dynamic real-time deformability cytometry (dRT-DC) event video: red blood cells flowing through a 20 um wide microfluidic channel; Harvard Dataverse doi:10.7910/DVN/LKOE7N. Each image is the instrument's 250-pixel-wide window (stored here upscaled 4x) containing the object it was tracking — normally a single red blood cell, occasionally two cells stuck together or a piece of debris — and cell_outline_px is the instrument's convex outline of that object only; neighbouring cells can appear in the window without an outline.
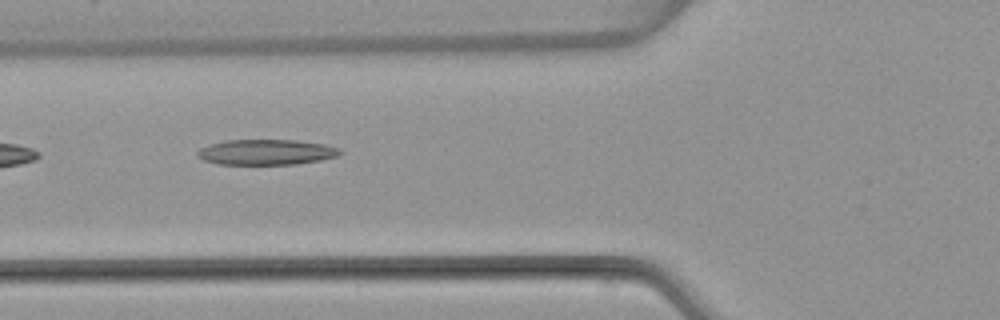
{"species": "common noctule bat (a hibernating species)", "species_latin": "Nyctalus noctula", "temperature_condition": "warm", "stored_images_in_passage": 6, "camera_frame_rate_fps": 3000, "um_per_image_px": 0.085, "animal": {"sex": "female", "body_mass_g": 22.7, "forearm_length_mm": 54.2}, "frame": {"image": 1, "passage_image": 4, "time_ms": 4.333, "image_size_px": [1000, 320], "cell_outline_px": [[344, 152], [340, 156], [320, 160], [296, 164], [220, 164], [204, 160], [196, 156], [196, 152], [200, 148], [212, 144], [228, 140], [296, 140], [324, 144], [340, 148]], "centroid_in_image_um": [22.69, 12.93], "position_along_channel_um": 103.1, "area_um2": 21.15}}
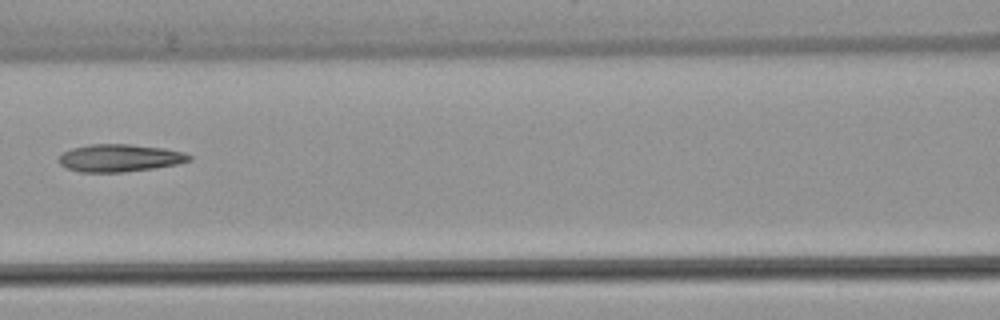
{"frame": {"image": 2, "passage_image": 5, "time_ms": 5.667, "image_size_px": [1000, 320], "cell_outline_px": [[192, 160], [180, 164], [124, 172], [80, 172], [68, 168], [60, 164], [60, 156], [64, 152], [72, 148], [92, 144], [128, 144], [164, 148], [184, 152], [192, 156]], "centroid_in_image_um": [10.23, 13.43], "position_along_channel_um": 156.4, "area_um2": 20.81}}
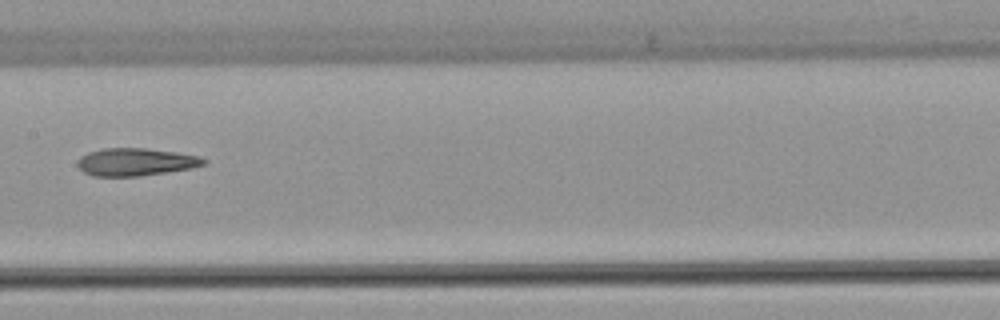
{"frame": {"image": 3, "passage_image": 6, "time_ms": 6.667, "image_size_px": [1000, 320], "cell_outline_px": [[208, 164], [192, 168], [140, 176], [92, 176], [84, 172], [76, 164], [76, 160], [80, 156], [88, 152], [104, 148], [148, 148], [176, 152], [200, 156], [208, 160]], "centroid_in_image_um": [11.55, 13.76], "position_along_channel_um": 195.9, "area_um2": 20.58}}